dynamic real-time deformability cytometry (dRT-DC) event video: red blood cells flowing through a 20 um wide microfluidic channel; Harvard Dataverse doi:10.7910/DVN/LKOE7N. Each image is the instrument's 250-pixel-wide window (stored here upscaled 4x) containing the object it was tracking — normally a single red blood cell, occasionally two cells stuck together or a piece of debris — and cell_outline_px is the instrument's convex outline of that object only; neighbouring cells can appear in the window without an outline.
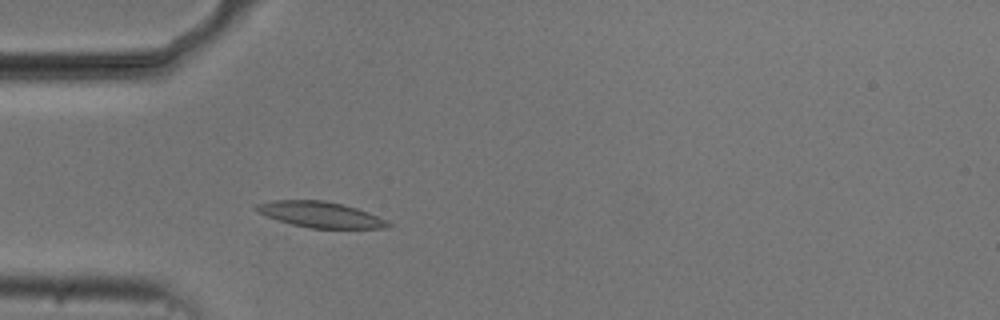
{"species": "common noctule bat (a hibernating species)", "species_latin": "Nyctalus noctula", "temperature_condition": "cold", "stored_images_in_passage": 34, "camera_frame_rate_fps": 3000, "um_per_image_px": 0.085, "animal": {"sex": "male", "body_mass_g": 20.5, "forearm_length_mm": 52.5}, "frame": {"image": 1, "passage_image": 11, "time_ms": 3.333, "image_size_px": [1000, 320], "cell_outline_px": [[392, 224], [384, 228], [308, 228], [292, 224], [256, 212], [252, 208], [256, 204], [272, 200], [324, 200], [344, 204], [368, 212]], "centroid_in_image_um": [27.17, 18.22], "position_along_channel_um": 57.8, "area_um2": 19.65}}
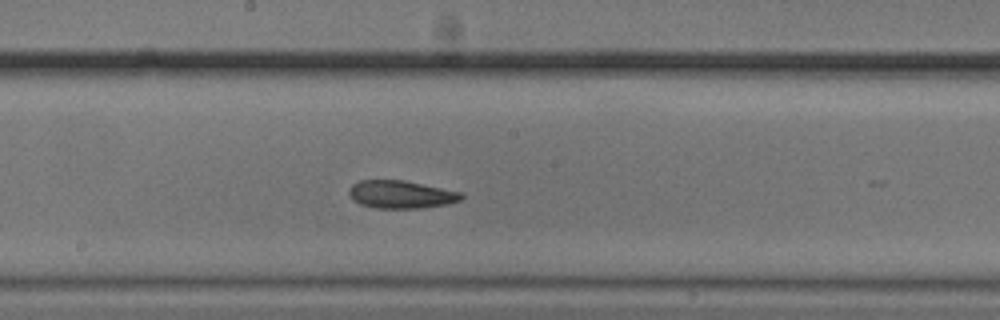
{"frame": {"image": 2, "passage_image": 24, "time_ms": 7.667, "image_size_px": [1000, 320], "cell_outline_px": [[464, 196], [460, 200], [448, 204], [420, 208], [376, 208], [360, 204], [352, 200], [348, 192], [348, 188], [352, 184], [360, 180], [404, 180], [460, 192]], "centroid_in_image_um": [34.04, 16.53], "position_along_channel_um": 214.2, "area_um2": 18.21}}
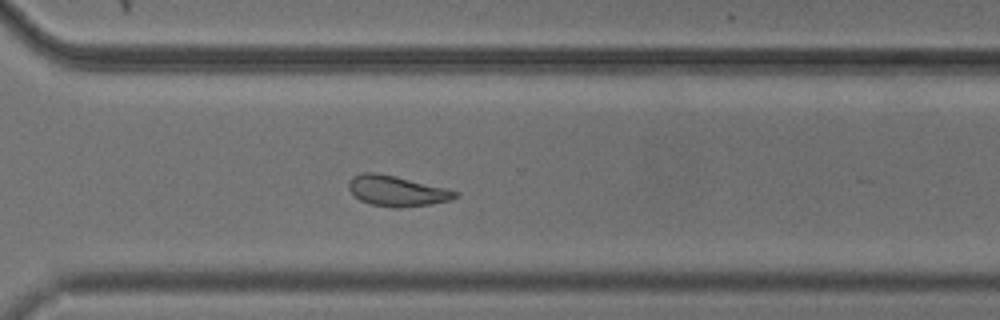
{"frame": {"image": 3, "passage_image": 34, "time_ms": 11.0, "image_size_px": [1000, 320], "cell_outline_px": [[460, 196], [452, 200], [428, 204], [400, 208], [396, 208], [372, 204], [360, 200], [348, 188], [348, 180], [352, 176], [364, 172], [376, 172], [396, 176], [448, 188], [460, 192]], "centroid_in_image_um": [33.77, 16.22], "position_along_channel_um": 336.8, "area_um2": 19.07}}